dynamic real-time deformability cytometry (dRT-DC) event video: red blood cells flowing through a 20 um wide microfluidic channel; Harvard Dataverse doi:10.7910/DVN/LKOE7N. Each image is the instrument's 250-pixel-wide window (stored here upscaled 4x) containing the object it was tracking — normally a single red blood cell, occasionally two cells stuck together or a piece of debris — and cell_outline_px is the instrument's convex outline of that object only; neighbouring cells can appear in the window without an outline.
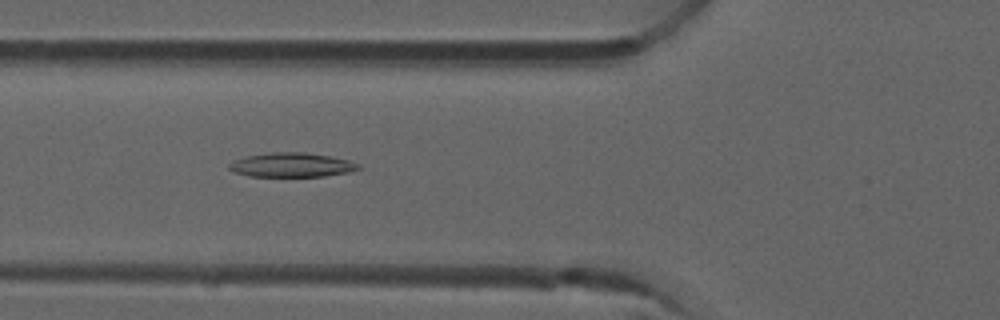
{"species": "common noctule bat (a hibernating species)", "species_latin": "Nyctalus noctula", "temperature_condition": "room temperature", "stored_images_in_passage": 35, "camera_frame_rate_fps": 3000, "um_per_image_px": 0.085, "animal": {"sex": "male", "forearm_length_mm": 52.5}, "frame": {"image": 1, "passage_image": 7, "time_ms": 2.0, "image_size_px": [1000, 320], "cell_outline_px": [[360, 168], [348, 172], [324, 176], [248, 176], [232, 172], [228, 168], [228, 164], [244, 156], [272, 152], [304, 152], [332, 156], [348, 160], [360, 164]], "centroid_in_image_um": [24.77, 14.01], "position_along_channel_um": 101.0, "area_um2": 18.32}}
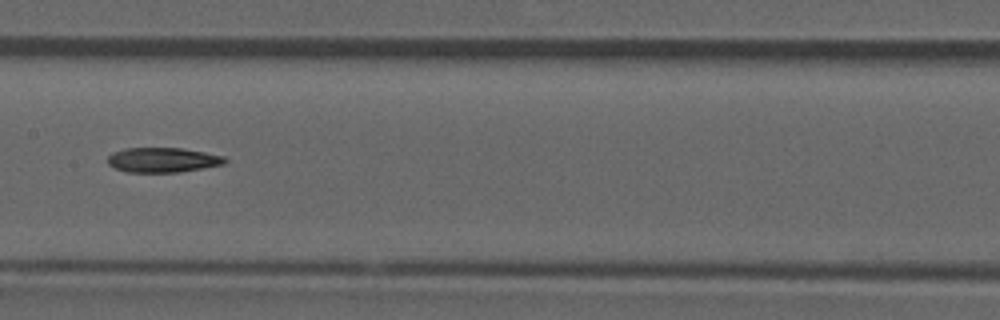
{"frame": {"image": 2, "passage_image": 14, "time_ms": 4.333, "image_size_px": [1000, 320], "cell_outline_px": [[228, 160], [224, 164], [180, 172], [128, 172], [116, 168], [108, 164], [108, 156], [112, 152], [124, 148], [180, 148], [204, 152], [224, 156]], "centroid_in_image_um": [13.83, 13.59], "position_along_channel_um": 193.6, "area_um2": 16.88}}
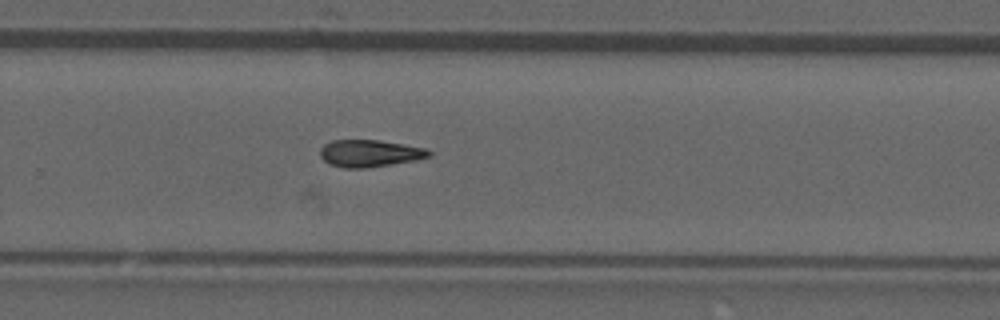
{"frame": {"image": 3, "passage_image": 22, "time_ms": 7.0, "image_size_px": [1000, 320], "cell_outline_px": [[432, 156], [416, 160], [392, 164], [364, 168], [344, 168], [328, 164], [320, 156], [320, 148], [324, 144], [332, 140], [376, 140], [424, 148], [432, 152]], "centroid_in_image_um": [31.39, 13.04], "position_along_channel_um": 298.4, "area_um2": 17.11}}